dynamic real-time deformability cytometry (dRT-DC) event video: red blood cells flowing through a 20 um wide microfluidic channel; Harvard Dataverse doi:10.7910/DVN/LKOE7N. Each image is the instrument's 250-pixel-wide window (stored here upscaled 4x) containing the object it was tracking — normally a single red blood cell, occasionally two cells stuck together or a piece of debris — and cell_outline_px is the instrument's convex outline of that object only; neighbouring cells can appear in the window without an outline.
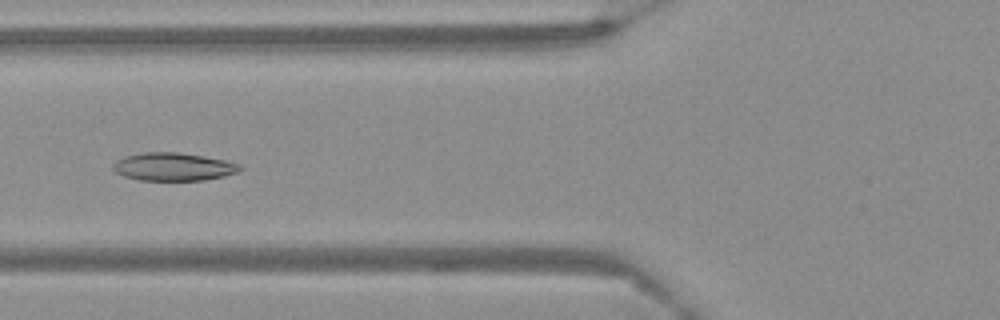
{"species": "Egyptian fruit bat (a non-hibernating species)", "species_latin": "Rousettus aegyptiacus", "temperature_condition": "warm", "stored_images_in_passage": 53, "camera_frame_rate_fps": 3000, "um_per_image_px": 0.085, "frame": {"image": 1, "passage_image": 16, "time_ms": 5.0, "image_size_px": [1000, 320], "cell_outline_px": [[244, 168], [240, 172], [224, 176], [204, 180], [140, 180], [124, 176], [116, 172], [112, 168], [112, 164], [116, 160], [124, 156], [144, 152], [180, 152], [204, 156], [224, 160], [240, 164]], "centroid_in_image_um": [14.75, 14.17], "position_along_channel_um": 111.0, "area_um2": 20.87}}
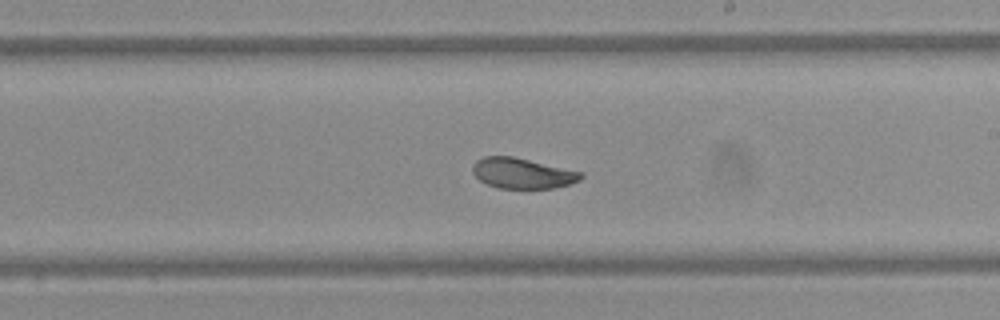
{"frame": {"image": 2, "passage_image": 28, "time_ms": 9.0, "image_size_px": [1000, 320], "cell_outline_px": [[584, 176], [580, 180], [568, 184], [552, 188], [496, 188], [480, 180], [472, 172], [472, 164], [476, 160], [484, 156], [512, 156], [584, 172]], "centroid_in_image_um": [44.39, 14.72], "position_along_channel_um": 244.6, "area_um2": 19.25}}
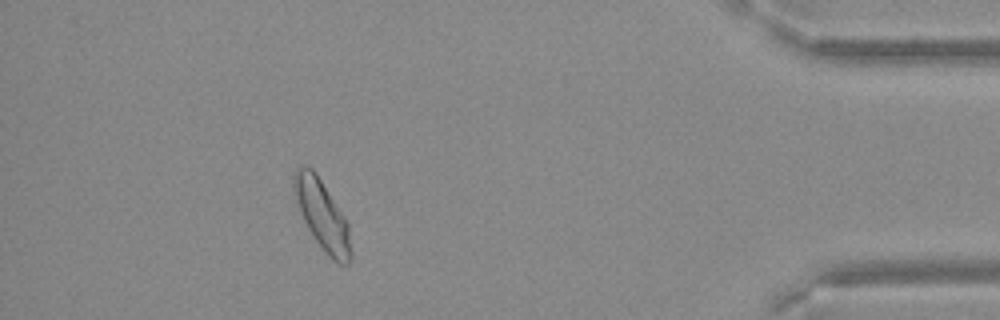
{"frame": {"image": 3, "passage_image": 47, "time_ms": 15.333, "image_size_px": [1000, 320], "cell_outline_px": [[352, 260], [348, 264], [340, 264], [332, 260], [328, 256], [316, 240], [308, 228], [304, 220], [292, 192], [292, 176], [296, 168], [304, 164], [312, 168], [316, 172], [344, 216], [348, 224], [352, 252]], "centroid_in_image_um": [27.37, 18.25], "position_along_channel_um": 407.8, "area_um2": 23.24}}